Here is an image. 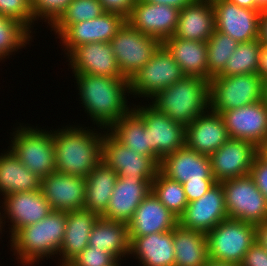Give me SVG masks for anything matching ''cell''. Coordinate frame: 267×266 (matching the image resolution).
I'll return each mask as SVG.
<instances>
[{"label": "cell", "mask_w": 267, "mask_h": 266, "mask_svg": "<svg viewBox=\"0 0 267 266\" xmlns=\"http://www.w3.org/2000/svg\"><path fill=\"white\" fill-rule=\"evenodd\" d=\"M73 74L81 98L79 101L99 129L105 131L133 108L127 104L130 93L128 78Z\"/></svg>", "instance_id": "6da1fadb"}, {"label": "cell", "mask_w": 267, "mask_h": 266, "mask_svg": "<svg viewBox=\"0 0 267 266\" xmlns=\"http://www.w3.org/2000/svg\"><path fill=\"white\" fill-rule=\"evenodd\" d=\"M66 126L52 132L56 172L86 178L102 161L104 133L79 125Z\"/></svg>", "instance_id": "7a4b0ae2"}, {"label": "cell", "mask_w": 267, "mask_h": 266, "mask_svg": "<svg viewBox=\"0 0 267 266\" xmlns=\"http://www.w3.org/2000/svg\"><path fill=\"white\" fill-rule=\"evenodd\" d=\"M65 231L66 212L53 210L41 221L18 229L10 237L11 250L21 265L34 266L45 257H58Z\"/></svg>", "instance_id": "3957f363"}, {"label": "cell", "mask_w": 267, "mask_h": 266, "mask_svg": "<svg viewBox=\"0 0 267 266\" xmlns=\"http://www.w3.org/2000/svg\"><path fill=\"white\" fill-rule=\"evenodd\" d=\"M151 106L187 127L210 109V81L185 75L151 98Z\"/></svg>", "instance_id": "277c9868"}, {"label": "cell", "mask_w": 267, "mask_h": 266, "mask_svg": "<svg viewBox=\"0 0 267 266\" xmlns=\"http://www.w3.org/2000/svg\"><path fill=\"white\" fill-rule=\"evenodd\" d=\"M19 125L9 147L19 161L41 179L56 172L52 130Z\"/></svg>", "instance_id": "5b68a950"}, {"label": "cell", "mask_w": 267, "mask_h": 266, "mask_svg": "<svg viewBox=\"0 0 267 266\" xmlns=\"http://www.w3.org/2000/svg\"><path fill=\"white\" fill-rule=\"evenodd\" d=\"M264 81L259 73L215 76L210 80V110L222 113L263 100Z\"/></svg>", "instance_id": "8992f818"}, {"label": "cell", "mask_w": 267, "mask_h": 266, "mask_svg": "<svg viewBox=\"0 0 267 266\" xmlns=\"http://www.w3.org/2000/svg\"><path fill=\"white\" fill-rule=\"evenodd\" d=\"M209 259L240 264L256 241L255 225L226 218L207 233Z\"/></svg>", "instance_id": "52a82bcc"}, {"label": "cell", "mask_w": 267, "mask_h": 266, "mask_svg": "<svg viewBox=\"0 0 267 266\" xmlns=\"http://www.w3.org/2000/svg\"><path fill=\"white\" fill-rule=\"evenodd\" d=\"M184 76L179 64L161 43L151 59L129 79L130 94L151 99Z\"/></svg>", "instance_id": "ba28073f"}, {"label": "cell", "mask_w": 267, "mask_h": 266, "mask_svg": "<svg viewBox=\"0 0 267 266\" xmlns=\"http://www.w3.org/2000/svg\"><path fill=\"white\" fill-rule=\"evenodd\" d=\"M229 218L257 225L267 219V202L250 175L220 182Z\"/></svg>", "instance_id": "9c48e42d"}, {"label": "cell", "mask_w": 267, "mask_h": 266, "mask_svg": "<svg viewBox=\"0 0 267 266\" xmlns=\"http://www.w3.org/2000/svg\"><path fill=\"white\" fill-rule=\"evenodd\" d=\"M110 44L121 74L130 79L151 59L161 42L137 31L126 21Z\"/></svg>", "instance_id": "30bf717a"}, {"label": "cell", "mask_w": 267, "mask_h": 266, "mask_svg": "<svg viewBox=\"0 0 267 266\" xmlns=\"http://www.w3.org/2000/svg\"><path fill=\"white\" fill-rule=\"evenodd\" d=\"M147 105H133V109L143 118L149 132V156L160 163L164 157L185 146L186 127L158 112L150 103Z\"/></svg>", "instance_id": "8fae6325"}, {"label": "cell", "mask_w": 267, "mask_h": 266, "mask_svg": "<svg viewBox=\"0 0 267 266\" xmlns=\"http://www.w3.org/2000/svg\"><path fill=\"white\" fill-rule=\"evenodd\" d=\"M101 160L117 173L118 178H142L153 181L160 166L154 157L127 148L108 131L103 135Z\"/></svg>", "instance_id": "7c38bea8"}, {"label": "cell", "mask_w": 267, "mask_h": 266, "mask_svg": "<svg viewBox=\"0 0 267 266\" xmlns=\"http://www.w3.org/2000/svg\"><path fill=\"white\" fill-rule=\"evenodd\" d=\"M215 30L229 35L238 43L259 39L261 11L239 7L228 0H211Z\"/></svg>", "instance_id": "4fadbf2b"}, {"label": "cell", "mask_w": 267, "mask_h": 266, "mask_svg": "<svg viewBox=\"0 0 267 266\" xmlns=\"http://www.w3.org/2000/svg\"><path fill=\"white\" fill-rule=\"evenodd\" d=\"M258 156V147L247 140L229 138L211 156L214 180L218 183L250 175L254 159Z\"/></svg>", "instance_id": "5bb4252c"}, {"label": "cell", "mask_w": 267, "mask_h": 266, "mask_svg": "<svg viewBox=\"0 0 267 266\" xmlns=\"http://www.w3.org/2000/svg\"><path fill=\"white\" fill-rule=\"evenodd\" d=\"M228 218L225 195L221 183H216L201 198L187 204L178 218V225L187 230L208 233Z\"/></svg>", "instance_id": "9a60e30c"}, {"label": "cell", "mask_w": 267, "mask_h": 266, "mask_svg": "<svg viewBox=\"0 0 267 266\" xmlns=\"http://www.w3.org/2000/svg\"><path fill=\"white\" fill-rule=\"evenodd\" d=\"M126 22L120 14L104 12L95 19L70 24L58 37L66 56L77 46L93 42H110ZM67 51V52H66Z\"/></svg>", "instance_id": "2e32d148"}, {"label": "cell", "mask_w": 267, "mask_h": 266, "mask_svg": "<svg viewBox=\"0 0 267 266\" xmlns=\"http://www.w3.org/2000/svg\"><path fill=\"white\" fill-rule=\"evenodd\" d=\"M180 9L136 0L126 21L137 31L157 38L161 43L174 35Z\"/></svg>", "instance_id": "e0dca14e"}, {"label": "cell", "mask_w": 267, "mask_h": 266, "mask_svg": "<svg viewBox=\"0 0 267 266\" xmlns=\"http://www.w3.org/2000/svg\"><path fill=\"white\" fill-rule=\"evenodd\" d=\"M221 116L231 139L247 140L257 147L267 141V106L264 100L223 111Z\"/></svg>", "instance_id": "ac0fdd59"}, {"label": "cell", "mask_w": 267, "mask_h": 266, "mask_svg": "<svg viewBox=\"0 0 267 266\" xmlns=\"http://www.w3.org/2000/svg\"><path fill=\"white\" fill-rule=\"evenodd\" d=\"M41 191L53 210L68 212L83 209L86 178L54 172L41 179Z\"/></svg>", "instance_id": "d6986e66"}, {"label": "cell", "mask_w": 267, "mask_h": 266, "mask_svg": "<svg viewBox=\"0 0 267 266\" xmlns=\"http://www.w3.org/2000/svg\"><path fill=\"white\" fill-rule=\"evenodd\" d=\"M3 200L0 207H3L5 214L2 218H7L12 224L10 237L21 227L35 224L53 211L41 189L5 195Z\"/></svg>", "instance_id": "ffe728a7"}, {"label": "cell", "mask_w": 267, "mask_h": 266, "mask_svg": "<svg viewBox=\"0 0 267 266\" xmlns=\"http://www.w3.org/2000/svg\"><path fill=\"white\" fill-rule=\"evenodd\" d=\"M67 59L73 73L124 77L119 70L110 42H93L77 46Z\"/></svg>", "instance_id": "44dd1931"}, {"label": "cell", "mask_w": 267, "mask_h": 266, "mask_svg": "<svg viewBox=\"0 0 267 266\" xmlns=\"http://www.w3.org/2000/svg\"><path fill=\"white\" fill-rule=\"evenodd\" d=\"M229 138L221 114L209 109L186 127L185 146L210 157Z\"/></svg>", "instance_id": "7402d4cb"}, {"label": "cell", "mask_w": 267, "mask_h": 266, "mask_svg": "<svg viewBox=\"0 0 267 266\" xmlns=\"http://www.w3.org/2000/svg\"><path fill=\"white\" fill-rule=\"evenodd\" d=\"M151 180L117 178L104 219L128 223L141 202L151 193Z\"/></svg>", "instance_id": "603a6c76"}, {"label": "cell", "mask_w": 267, "mask_h": 266, "mask_svg": "<svg viewBox=\"0 0 267 266\" xmlns=\"http://www.w3.org/2000/svg\"><path fill=\"white\" fill-rule=\"evenodd\" d=\"M159 170L181 184L186 181L214 180L210 157L186 146L164 157Z\"/></svg>", "instance_id": "cb8c5ba5"}, {"label": "cell", "mask_w": 267, "mask_h": 266, "mask_svg": "<svg viewBox=\"0 0 267 266\" xmlns=\"http://www.w3.org/2000/svg\"><path fill=\"white\" fill-rule=\"evenodd\" d=\"M178 225V217L151 192L135 210L128 222L129 237L168 232Z\"/></svg>", "instance_id": "d4e9b609"}, {"label": "cell", "mask_w": 267, "mask_h": 266, "mask_svg": "<svg viewBox=\"0 0 267 266\" xmlns=\"http://www.w3.org/2000/svg\"><path fill=\"white\" fill-rule=\"evenodd\" d=\"M215 30V14L211 0H195L180 9L175 37L207 42Z\"/></svg>", "instance_id": "484cf974"}, {"label": "cell", "mask_w": 267, "mask_h": 266, "mask_svg": "<svg viewBox=\"0 0 267 266\" xmlns=\"http://www.w3.org/2000/svg\"><path fill=\"white\" fill-rule=\"evenodd\" d=\"M130 238V256L142 266H175L173 230Z\"/></svg>", "instance_id": "4316f807"}, {"label": "cell", "mask_w": 267, "mask_h": 266, "mask_svg": "<svg viewBox=\"0 0 267 266\" xmlns=\"http://www.w3.org/2000/svg\"><path fill=\"white\" fill-rule=\"evenodd\" d=\"M100 216L87 209L66 212V231L60 250V265L66 266L89 242L90 233Z\"/></svg>", "instance_id": "83f0119b"}, {"label": "cell", "mask_w": 267, "mask_h": 266, "mask_svg": "<svg viewBox=\"0 0 267 266\" xmlns=\"http://www.w3.org/2000/svg\"><path fill=\"white\" fill-rule=\"evenodd\" d=\"M162 44L187 76H198L210 81L207 63V43L195 40H184L171 36Z\"/></svg>", "instance_id": "f1b7e54d"}, {"label": "cell", "mask_w": 267, "mask_h": 266, "mask_svg": "<svg viewBox=\"0 0 267 266\" xmlns=\"http://www.w3.org/2000/svg\"><path fill=\"white\" fill-rule=\"evenodd\" d=\"M88 245L123 260V257L130 255L128 223L99 217L90 233Z\"/></svg>", "instance_id": "f546056e"}, {"label": "cell", "mask_w": 267, "mask_h": 266, "mask_svg": "<svg viewBox=\"0 0 267 266\" xmlns=\"http://www.w3.org/2000/svg\"><path fill=\"white\" fill-rule=\"evenodd\" d=\"M41 189V178L31 172L13 151L0 155V194L2 196L17 192H31Z\"/></svg>", "instance_id": "4dcf8cb0"}, {"label": "cell", "mask_w": 267, "mask_h": 266, "mask_svg": "<svg viewBox=\"0 0 267 266\" xmlns=\"http://www.w3.org/2000/svg\"><path fill=\"white\" fill-rule=\"evenodd\" d=\"M175 266H204L209 260L207 234L177 225L173 229Z\"/></svg>", "instance_id": "1f68e13d"}, {"label": "cell", "mask_w": 267, "mask_h": 266, "mask_svg": "<svg viewBox=\"0 0 267 266\" xmlns=\"http://www.w3.org/2000/svg\"><path fill=\"white\" fill-rule=\"evenodd\" d=\"M117 178V173L101 161L86 176L84 209L101 217L107 210Z\"/></svg>", "instance_id": "d6a6232c"}, {"label": "cell", "mask_w": 267, "mask_h": 266, "mask_svg": "<svg viewBox=\"0 0 267 266\" xmlns=\"http://www.w3.org/2000/svg\"><path fill=\"white\" fill-rule=\"evenodd\" d=\"M106 131L127 148L149 156V132L143 118L133 108Z\"/></svg>", "instance_id": "836d02e7"}, {"label": "cell", "mask_w": 267, "mask_h": 266, "mask_svg": "<svg viewBox=\"0 0 267 266\" xmlns=\"http://www.w3.org/2000/svg\"><path fill=\"white\" fill-rule=\"evenodd\" d=\"M261 42L259 39L239 43L232 52L224 70L218 76L259 73Z\"/></svg>", "instance_id": "e575fe53"}, {"label": "cell", "mask_w": 267, "mask_h": 266, "mask_svg": "<svg viewBox=\"0 0 267 266\" xmlns=\"http://www.w3.org/2000/svg\"><path fill=\"white\" fill-rule=\"evenodd\" d=\"M151 192L178 218L188 204L182 184L165 176L160 170L151 183Z\"/></svg>", "instance_id": "d590c367"}, {"label": "cell", "mask_w": 267, "mask_h": 266, "mask_svg": "<svg viewBox=\"0 0 267 266\" xmlns=\"http://www.w3.org/2000/svg\"><path fill=\"white\" fill-rule=\"evenodd\" d=\"M34 32L21 22L0 15V61L29 44ZM12 53V54H11Z\"/></svg>", "instance_id": "8d00e7d4"}, {"label": "cell", "mask_w": 267, "mask_h": 266, "mask_svg": "<svg viewBox=\"0 0 267 266\" xmlns=\"http://www.w3.org/2000/svg\"><path fill=\"white\" fill-rule=\"evenodd\" d=\"M206 43L208 74L211 78H214L224 70L228 59L232 52L237 49L239 43L229 35L217 30H214Z\"/></svg>", "instance_id": "74e56055"}, {"label": "cell", "mask_w": 267, "mask_h": 266, "mask_svg": "<svg viewBox=\"0 0 267 266\" xmlns=\"http://www.w3.org/2000/svg\"><path fill=\"white\" fill-rule=\"evenodd\" d=\"M106 12L99 0H72L66 11L51 26L59 36L70 24L95 19Z\"/></svg>", "instance_id": "f35d334b"}, {"label": "cell", "mask_w": 267, "mask_h": 266, "mask_svg": "<svg viewBox=\"0 0 267 266\" xmlns=\"http://www.w3.org/2000/svg\"><path fill=\"white\" fill-rule=\"evenodd\" d=\"M71 1L72 0H31L34 22L45 19L44 22L48 21L47 23L51 27L66 11Z\"/></svg>", "instance_id": "ab89813d"}, {"label": "cell", "mask_w": 267, "mask_h": 266, "mask_svg": "<svg viewBox=\"0 0 267 266\" xmlns=\"http://www.w3.org/2000/svg\"><path fill=\"white\" fill-rule=\"evenodd\" d=\"M0 15L15 19L24 24L31 32L35 25L31 0H0Z\"/></svg>", "instance_id": "60d3db41"}, {"label": "cell", "mask_w": 267, "mask_h": 266, "mask_svg": "<svg viewBox=\"0 0 267 266\" xmlns=\"http://www.w3.org/2000/svg\"><path fill=\"white\" fill-rule=\"evenodd\" d=\"M116 261L117 259L107 251L88 245L66 266H112Z\"/></svg>", "instance_id": "b9f144b4"}, {"label": "cell", "mask_w": 267, "mask_h": 266, "mask_svg": "<svg viewBox=\"0 0 267 266\" xmlns=\"http://www.w3.org/2000/svg\"><path fill=\"white\" fill-rule=\"evenodd\" d=\"M217 182L215 180H195L186 181L182 184L187 202L201 198L209 191Z\"/></svg>", "instance_id": "7bdbcfd3"}, {"label": "cell", "mask_w": 267, "mask_h": 266, "mask_svg": "<svg viewBox=\"0 0 267 266\" xmlns=\"http://www.w3.org/2000/svg\"><path fill=\"white\" fill-rule=\"evenodd\" d=\"M250 176L255 181L257 188L264 195L267 202V164L258 156L253 161L250 169Z\"/></svg>", "instance_id": "ee69618b"}, {"label": "cell", "mask_w": 267, "mask_h": 266, "mask_svg": "<svg viewBox=\"0 0 267 266\" xmlns=\"http://www.w3.org/2000/svg\"><path fill=\"white\" fill-rule=\"evenodd\" d=\"M240 266H267V251L255 241L245 253Z\"/></svg>", "instance_id": "f6af8a7d"}, {"label": "cell", "mask_w": 267, "mask_h": 266, "mask_svg": "<svg viewBox=\"0 0 267 266\" xmlns=\"http://www.w3.org/2000/svg\"><path fill=\"white\" fill-rule=\"evenodd\" d=\"M106 12L117 13L126 19L131 14L136 0H99Z\"/></svg>", "instance_id": "bcb514c9"}, {"label": "cell", "mask_w": 267, "mask_h": 266, "mask_svg": "<svg viewBox=\"0 0 267 266\" xmlns=\"http://www.w3.org/2000/svg\"><path fill=\"white\" fill-rule=\"evenodd\" d=\"M256 241L267 251V219L255 226Z\"/></svg>", "instance_id": "7dc6e473"}, {"label": "cell", "mask_w": 267, "mask_h": 266, "mask_svg": "<svg viewBox=\"0 0 267 266\" xmlns=\"http://www.w3.org/2000/svg\"><path fill=\"white\" fill-rule=\"evenodd\" d=\"M146 3L170 5L178 9H182L184 6L192 4L195 0H143Z\"/></svg>", "instance_id": "c3c4849f"}, {"label": "cell", "mask_w": 267, "mask_h": 266, "mask_svg": "<svg viewBox=\"0 0 267 266\" xmlns=\"http://www.w3.org/2000/svg\"><path fill=\"white\" fill-rule=\"evenodd\" d=\"M259 74L262 76L263 81L267 82V45L263 43H261Z\"/></svg>", "instance_id": "681fc988"}, {"label": "cell", "mask_w": 267, "mask_h": 266, "mask_svg": "<svg viewBox=\"0 0 267 266\" xmlns=\"http://www.w3.org/2000/svg\"><path fill=\"white\" fill-rule=\"evenodd\" d=\"M259 40L267 45V10H263L260 15Z\"/></svg>", "instance_id": "f907efd6"}, {"label": "cell", "mask_w": 267, "mask_h": 266, "mask_svg": "<svg viewBox=\"0 0 267 266\" xmlns=\"http://www.w3.org/2000/svg\"><path fill=\"white\" fill-rule=\"evenodd\" d=\"M237 4L239 7L256 10V0H228Z\"/></svg>", "instance_id": "816d5d0a"}, {"label": "cell", "mask_w": 267, "mask_h": 266, "mask_svg": "<svg viewBox=\"0 0 267 266\" xmlns=\"http://www.w3.org/2000/svg\"><path fill=\"white\" fill-rule=\"evenodd\" d=\"M258 157L267 164V141L258 146Z\"/></svg>", "instance_id": "f5cc1de1"}, {"label": "cell", "mask_w": 267, "mask_h": 266, "mask_svg": "<svg viewBox=\"0 0 267 266\" xmlns=\"http://www.w3.org/2000/svg\"><path fill=\"white\" fill-rule=\"evenodd\" d=\"M204 266H240V264L226 263L209 259Z\"/></svg>", "instance_id": "db71d44e"}, {"label": "cell", "mask_w": 267, "mask_h": 266, "mask_svg": "<svg viewBox=\"0 0 267 266\" xmlns=\"http://www.w3.org/2000/svg\"><path fill=\"white\" fill-rule=\"evenodd\" d=\"M256 10L261 12L267 10V0H256Z\"/></svg>", "instance_id": "11a10c76"}, {"label": "cell", "mask_w": 267, "mask_h": 266, "mask_svg": "<svg viewBox=\"0 0 267 266\" xmlns=\"http://www.w3.org/2000/svg\"><path fill=\"white\" fill-rule=\"evenodd\" d=\"M263 100L267 106V82H264V93H263Z\"/></svg>", "instance_id": "9f6ffc18"}, {"label": "cell", "mask_w": 267, "mask_h": 266, "mask_svg": "<svg viewBox=\"0 0 267 266\" xmlns=\"http://www.w3.org/2000/svg\"><path fill=\"white\" fill-rule=\"evenodd\" d=\"M1 209V208H0ZM3 221H5V220H3L2 219V214H1V212H0V233L2 234V228H3V226H5V223H6V221L3 223ZM4 224V225H3ZM2 227V228H1Z\"/></svg>", "instance_id": "6f0895ef"}, {"label": "cell", "mask_w": 267, "mask_h": 266, "mask_svg": "<svg viewBox=\"0 0 267 266\" xmlns=\"http://www.w3.org/2000/svg\"><path fill=\"white\" fill-rule=\"evenodd\" d=\"M120 261H121V260H117L112 266H121Z\"/></svg>", "instance_id": "680465c9"}]
</instances>
